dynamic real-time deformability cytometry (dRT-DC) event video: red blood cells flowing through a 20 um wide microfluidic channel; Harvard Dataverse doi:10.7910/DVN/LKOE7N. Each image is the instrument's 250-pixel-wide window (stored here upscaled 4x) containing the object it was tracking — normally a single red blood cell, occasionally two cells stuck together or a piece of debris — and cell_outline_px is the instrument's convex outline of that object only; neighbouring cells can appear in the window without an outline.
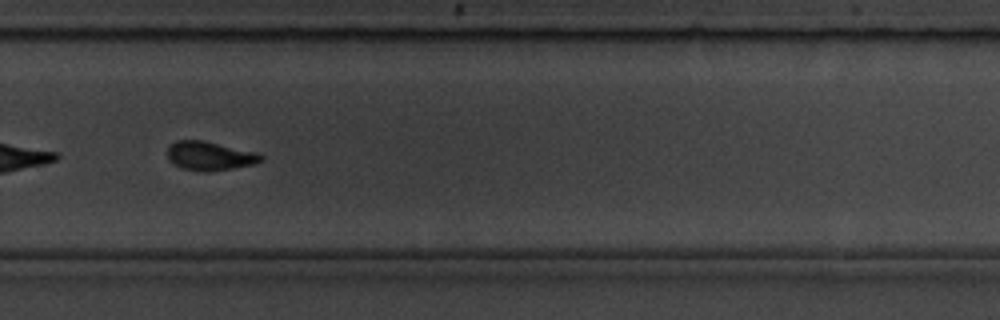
{"species": "common noctule bat (a hibernating species)", "species_latin": "Nyctalus noctula", "temperature_condition": "room temperature", "stored_images_in_passage": 57, "segment_of_instrument_passage": [2, 2], "camera_frame_rate_fps": 3000, "um_per_image_px": 0.085, "animal": {"sex": "male", "body_mass_g": 19.5, "forearm_length_mm": 54.6}, "frame": {"image": 1, "passage_image": 39, "time_ms": 12.667, "image_size_px": [1000, 320], "cell_outline_px": [[264, 160], [256, 164], [208, 172], [200, 172], [180, 168], [168, 160], [168, 148], [176, 140], [204, 140], [256, 152], [264, 156]], "centroid_in_image_um": [17.84, 13.26], "position_along_channel_um": 312.0, "area_um2": 15.95}}